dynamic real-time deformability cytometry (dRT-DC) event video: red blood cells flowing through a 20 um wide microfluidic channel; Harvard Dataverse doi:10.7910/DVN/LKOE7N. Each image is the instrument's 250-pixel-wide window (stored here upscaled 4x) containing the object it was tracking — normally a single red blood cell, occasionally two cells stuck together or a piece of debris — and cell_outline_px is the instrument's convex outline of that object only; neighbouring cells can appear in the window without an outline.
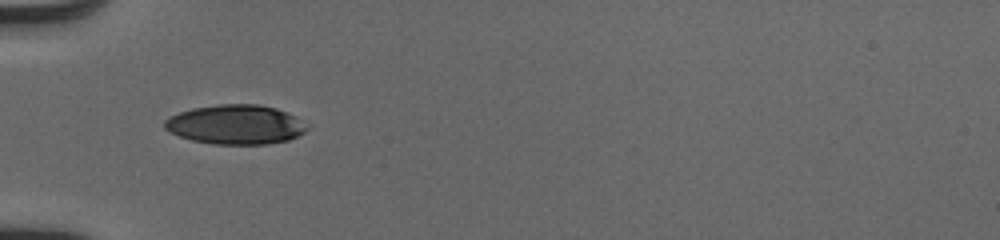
{"species": "human", "species_latin": "Homo sapiens", "temperature_condition": "cold", "stored_images_in_passage": 34, "camera_frame_rate_fps": 3000, "um_per_image_px": 0.085, "donor": {"sex": "male"}, "frame": {"image": 1, "passage_image": 1, "time_ms": 0.0, "image_size_px": [1000, 240], "cell_outline_px": [[308, 128], [304, 132], [288, 140], [268, 144], [212, 144], [192, 140], [180, 136], [164, 128], [164, 120], [168, 116], [192, 108], [220, 104], [260, 104], [276, 108], [292, 116]], "centroid_in_image_um": [19.96, 10.58], "position_along_channel_um": 65.0, "area_um2": 32.37}}
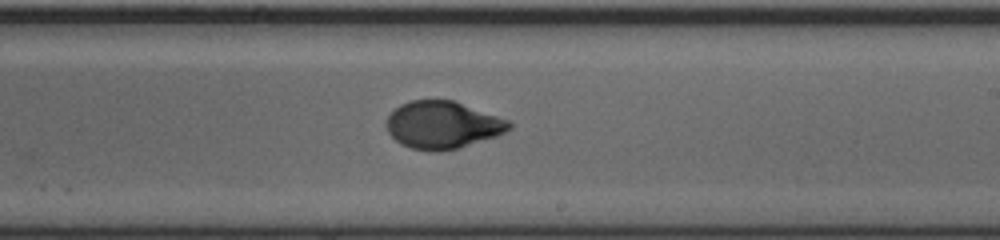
{"frame": {"image": 2, "passage_image": 15, "time_ms": 4.667, "image_size_px": [1000, 240], "cell_outline_px": [[512, 128], [496, 136], [456, 148], [436, 152], [412, 148], [400, 144], [388, 132], [384, 124], [388, 116], [400, 104], [412, 100], [456, 100], [508, 120], [512, 124]], "centroid_in_image_um": [37.6, 10.6], "position_along_channel_um": 251.4, "area_um2": 33.81}}
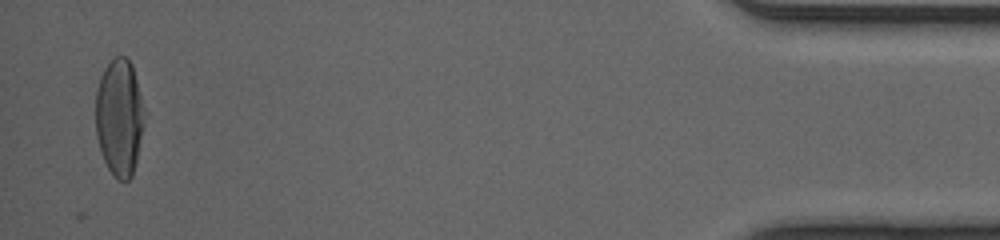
{"frame": {"image": 3, "passage_image": 33, "time_ms": 10.667, "image_size_px": [1000, 240], "cell_outline_px": [[144, 124], [136, 160], [132, 176], [128, 180], [116, 180], [108, 168], [104, 160], [96, 136], [96, 88], [100, 76], [104, 68], [116, 56], [124, 56], [132, 64], [140, 96]], "centroid_in_image_um": [10.12, 9.99], "position_along_channel_um": 425.1, "area_um2": 32.83}, "authors_computed_cell_mechanics": {"area_um2": 33.7552, "velocity_mm_per_s": 4.1117, "shape_relaxation_time_tau1_ms": 3.5076, "shape_relaxation_time_tau2_ms": null, "deformation_change_tau1": 0.1788, "deformation_change_tau2": null}}